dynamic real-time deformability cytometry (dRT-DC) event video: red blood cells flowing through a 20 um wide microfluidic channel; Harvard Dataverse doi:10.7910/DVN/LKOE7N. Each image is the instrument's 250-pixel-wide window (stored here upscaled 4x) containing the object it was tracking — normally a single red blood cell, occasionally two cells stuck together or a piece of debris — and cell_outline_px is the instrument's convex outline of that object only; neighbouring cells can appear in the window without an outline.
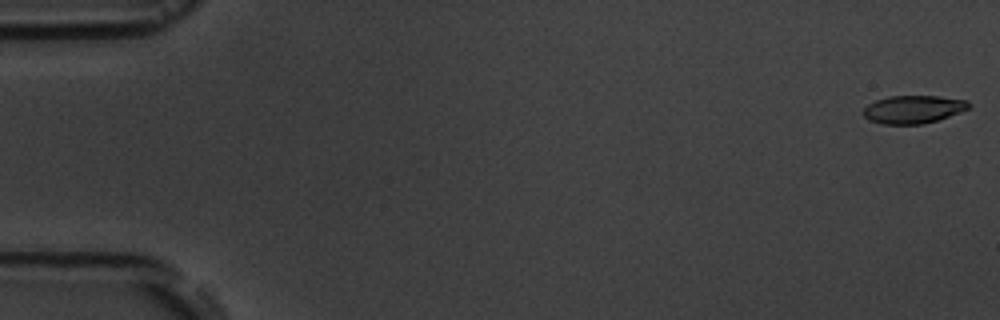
{"species": "common noctule bat (a hibernating species)", "species_latin": "Nyctalus noctula", "temperature_condition": "room temperature", "stored_images_in_passage": 5, "camera_frame_rate_fps": 3000, "um_per_image_px": 0.085, "animal": {"sex": "male", "body_mass_g": 19.5, "forearm_length_mm": 54.6}, "frame": {"image": 1, "passage_image": 1, "time_ms": 0.0, "image_size_px": [1000, 320], "cell_outline_px": [[972, 104], [968, 108], [960, 112], [936, 120], [920, 124], [884, 124], [868, 120], [860, 112], [868, 104], [876, 100], [888, 96], [940, 96], [968, 100]], "centroid_in_image_um": [77.6, 9.28], "position_along_channel_um": 7.4, "area_um2": 17.22}}
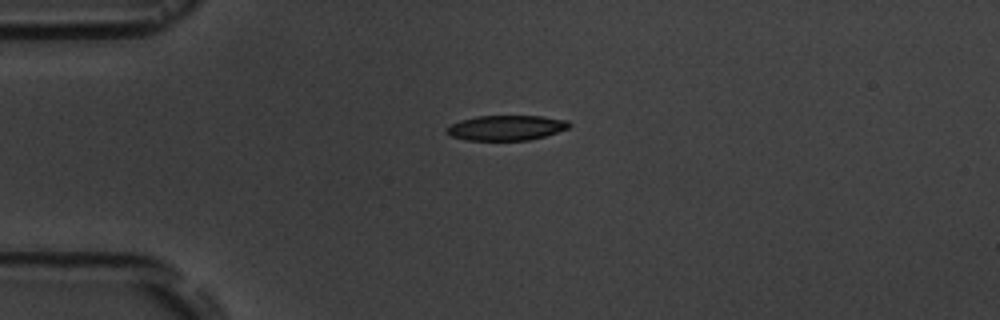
{"frame": {"image": 2, "passage_image": 5, "time_ms": 4.333, "image_size_px": [1000, 320], "cell_outline_px": [[572, 124], [568, 128], [544, 136], [528, 140], [464, 140], [452, 136], [444, 132], [444, 128], [460, 120], [476, 116], [540, 116], [568, 120]], "centroid_in_image_um": [42.99, 10.86], "position_along_channel_um": 42.0, "area_um2": 17.92}}